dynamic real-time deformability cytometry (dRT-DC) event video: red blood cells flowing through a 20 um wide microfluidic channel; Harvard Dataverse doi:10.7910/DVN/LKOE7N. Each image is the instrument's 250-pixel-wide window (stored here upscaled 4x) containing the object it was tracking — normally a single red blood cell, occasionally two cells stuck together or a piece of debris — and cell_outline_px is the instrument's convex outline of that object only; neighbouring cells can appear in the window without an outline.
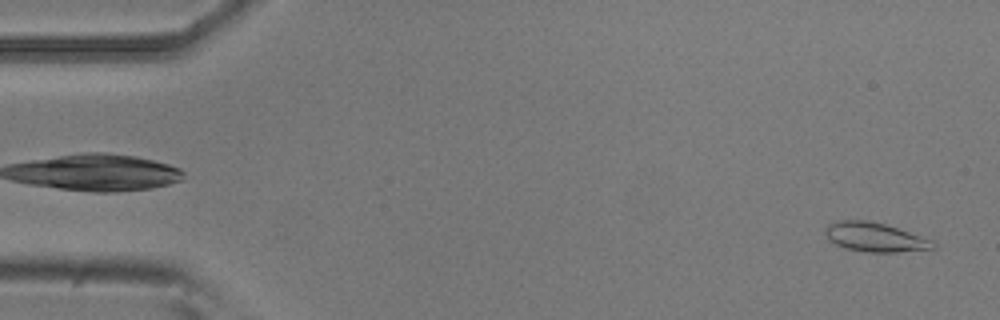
{"species": "common noctule bat (a hibernating species)", "species_latin": "Nyctalus noctula", "temperature_condition": "room temperature", "stored_images_in_passage": 11, "camera_frame_rate_fps": 3000, "um_per_image_px": 0.085, "animal": {"sex": "male", "body_mass_g": 20.5, "forearm_length_mm": 52.5}, "frame": {"image": 1, "passage_image": 2, "time_ms": 0.333, "image_size_px": [1000, 320], "cell_outline_px": [[936, 248], [896, 252], [868, 252], [844, 248], [828, 240], [824, 232], [828, 224], [836, 220], [868, 220], [884, 224], [932, 240], [936, 244]], "centroid_in_image_um": [74.32, 20.16], "position_along_channel_um": 10.7, "area_um2": 18.21}}